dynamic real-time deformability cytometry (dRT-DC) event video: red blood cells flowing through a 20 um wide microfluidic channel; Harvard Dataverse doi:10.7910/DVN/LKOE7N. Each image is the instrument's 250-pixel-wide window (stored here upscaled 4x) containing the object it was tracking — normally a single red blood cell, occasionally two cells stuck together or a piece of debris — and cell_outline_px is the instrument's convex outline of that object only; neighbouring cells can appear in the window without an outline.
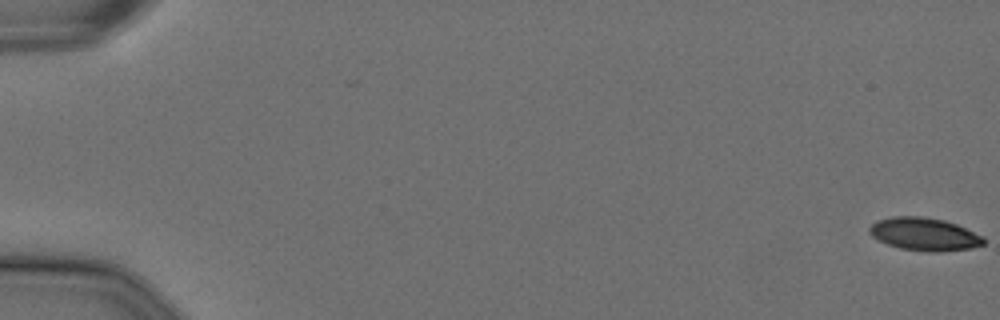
{"species": "Egyptian fruit bat (a non-hibernating species)", "species_latin": "Rousettus aegyptiacus", "temperature_condition": "cold", "stored_images_in_passage": 55, "camera_frame_rate_fps": 3000, "um_per_image_px": 0.085, "animal": {"sex": "female"}, "frame": {"image": 1, "passage_image": 1, "time_ms": 0.0, "image_size_px": [1000, 320], "cell_outline_px": [[984, 244], [972, 248], [940, 252], [928, 252], [900, 248], [888, 244], [872, 236], [868, 232], [868, 228], [876, 220], [892, 216], [924, 216], [944, 220], [956, 224], [984, 236]], "centroid_in_image_um": [78.57, 19.9], "position_along_channel_um": 6.4, "area_um2": 22.02}}
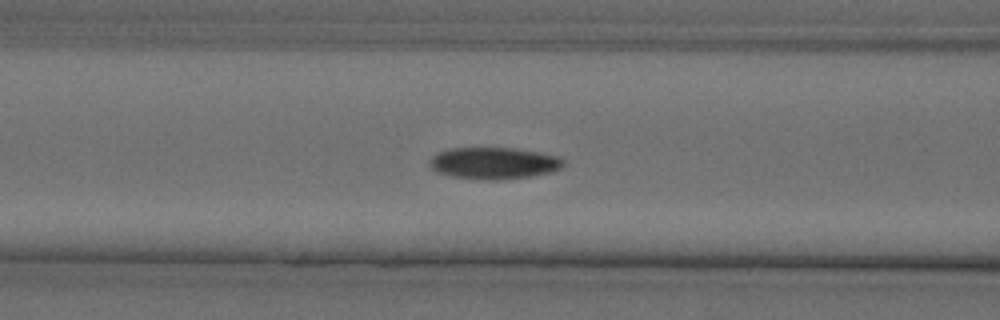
{"frame": {"image": 2, "passage_image": 25, "time_ms": 8.0, "image_size_px": [1000, 320], "cell_outline_px": [[568, 164], [552, 172], [528, 176], [496, 180], [488, 180], [452, 176], [436, 172], [428, 164], [428, 160], [436, 152], [448, 148], [516, 148], [540, 152], [560, 156]], "centroid_in_image_um": [41.98, 13.85], "position_along_channel_um": 124.6, "area_um2": 25.03}}
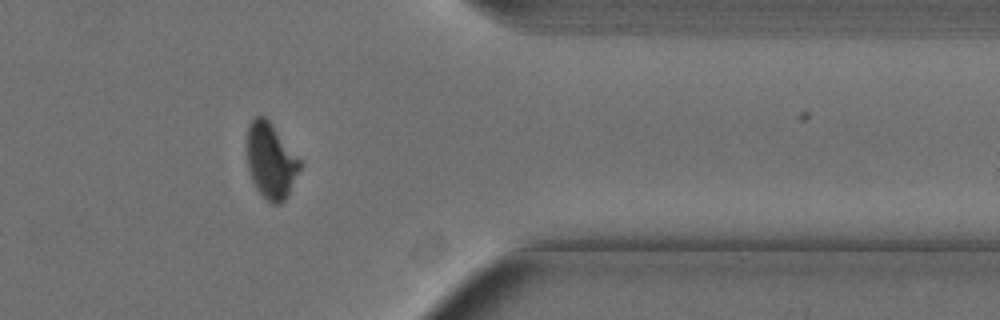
{"frame": {"image": 3, "passage_image": 48, "time_ms": 15.667, "image_size_px": [1000, 320], "cell_outline_px": [[300, 168], [288, 196], [280, 204], [272, 204], [256, 188], [252, 180], [248, 168], [248, 124], [256, 116], [264, 116], [268, 120], [300, 160]], "centroid_in_image_um": [23.02, 13.69], "position_along_channel_um": 388.4, "area_um2": 22.72}, "authors_computed_cell_mechanics": {"area_um2": 24.2182, "velocity_mm_per_s": 3.6085, "shape_relaxation_time_tau1_ms": 7.6721, "shape_relaxation_time_tau2_ms": 5.4056, "deformation_change_tau1": 0.1907, "deformation_change_tau2": 0.0745}}